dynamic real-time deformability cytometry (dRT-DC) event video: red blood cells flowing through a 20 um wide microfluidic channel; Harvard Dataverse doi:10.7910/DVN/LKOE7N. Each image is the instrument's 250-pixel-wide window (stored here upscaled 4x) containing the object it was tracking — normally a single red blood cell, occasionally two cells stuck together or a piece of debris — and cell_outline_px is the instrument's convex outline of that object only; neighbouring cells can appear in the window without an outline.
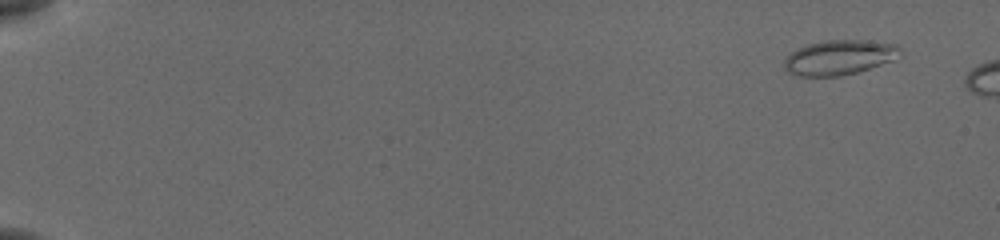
{"species": "common noctule bat (a hibernating species)", "species_latin": "Nyctalus noctula", "temperature_condition": "cold", "stored_images_in_passage": 7, "camera_frame_rate_fps": 3000, "um_per_image_px": 0.085, "animal": {"sex": "female", "body_mass_g": 19.5, "forearm_length_mm": 54.1}, "frame": {"image": 1, "passage_image": 1, "time_ms": 0.0, "image_size_px": [1000, 240], "cell_outline_px": [[900, 56], [892, 60], [856, 72], [840, 76], [800, 76], [788, 72], [784, 68], [784, 60], [796, 48], [808, 44], [824, 40], [868, 40], [896, 44], [900, 48]], "centroid_in_image_um": [71.32, 4.87], "position_along_channel_um": 13.7, "area_um2": 23.41}}